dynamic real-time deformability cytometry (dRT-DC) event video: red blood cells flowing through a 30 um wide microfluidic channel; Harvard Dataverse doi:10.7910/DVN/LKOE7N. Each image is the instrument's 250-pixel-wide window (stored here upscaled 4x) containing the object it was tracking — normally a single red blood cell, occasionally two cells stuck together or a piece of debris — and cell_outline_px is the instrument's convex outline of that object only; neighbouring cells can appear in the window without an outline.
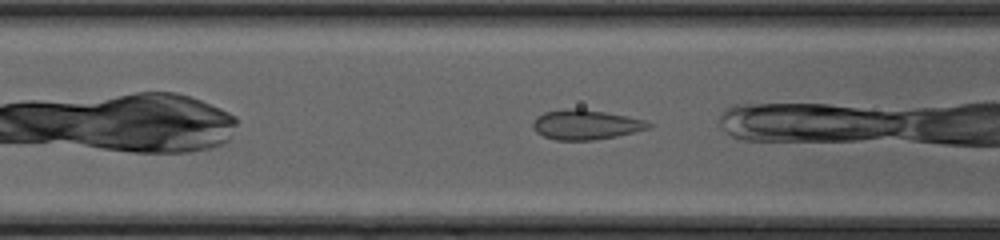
{"species": "common noctule bat (a hibernating species)", "species_latin": "Nyctalus noctula", "temperature_condition": "cold", "stored_images_in_passage": 23, "camera_frame_rate_fps": 3000, "um_per_image_px": 0.085, "animal": {"sex": "female", "body_mass_g": 20.0, "forearm_length_mm": 54.0}, "frame": {"image": 1, "passage_image": 4, "time_ms": 1.0, "image_size_px": [1000, 240], "cell_outline_px": [[652, 124], [648, 128], [616, 136], [596, 140], [556, 140], [544, 136], [536, 132], [532, 128], [532, 124], [536, 116], [544, 112], [568, 108], [580, 108], [604, 112], [644, 120]], "centroid_in_image_um": [49.72, 10.59], "position_along_channel_um": 116.9, "area_um2": 19.88}}
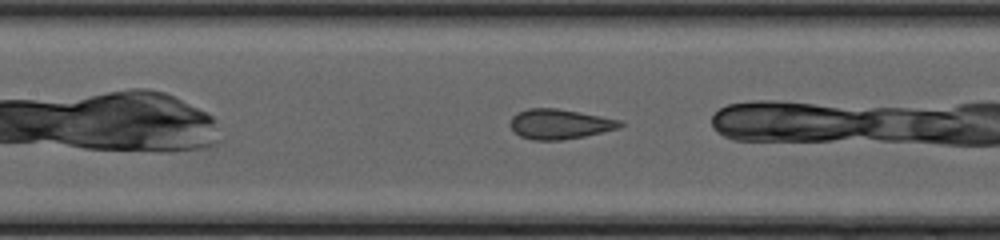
{"frame": {"image": 2, "passage_image": 7, "time_ms": 2.0, "image_size_px": [1000, 240], "cell_outline_px": [[624, 124], [620, 128], [584, 136], [564, 140], [532, 140], [520, 136], [508, 124], [512, 116], [516, 112], [528, 108], [556, 108], [580, 112], [620, 120]], "centroid_in_image_um": [47.54, 10.54], "position_along_channel_um": 159.9, "area_um2": 19.25}}
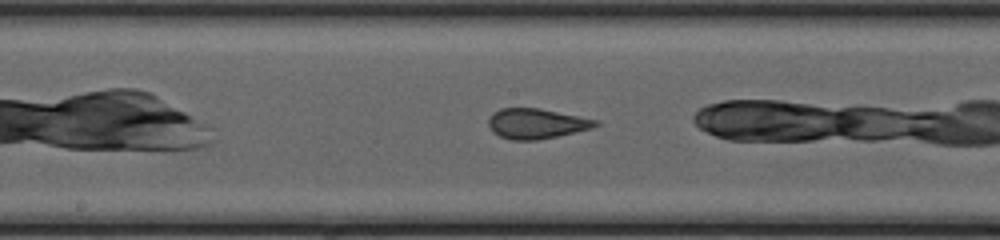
{"frame": {"image": 3, "passage_image": 10, "time_ms": 3.0, "image_size_px": [1000, 240], "cell_outline_px": [[600, 124], [592, 128], [556, 136], [536, 140], [512, 140], [500, 136], [492, 132], [488, 124], [488, 120], [492, 112], [500, 108], [540, 108], [600, 120]], "centroid_in_image_um": [45.59, 10.49], "position_along_channel_um": 202.6, "area_um2": 18.9}}